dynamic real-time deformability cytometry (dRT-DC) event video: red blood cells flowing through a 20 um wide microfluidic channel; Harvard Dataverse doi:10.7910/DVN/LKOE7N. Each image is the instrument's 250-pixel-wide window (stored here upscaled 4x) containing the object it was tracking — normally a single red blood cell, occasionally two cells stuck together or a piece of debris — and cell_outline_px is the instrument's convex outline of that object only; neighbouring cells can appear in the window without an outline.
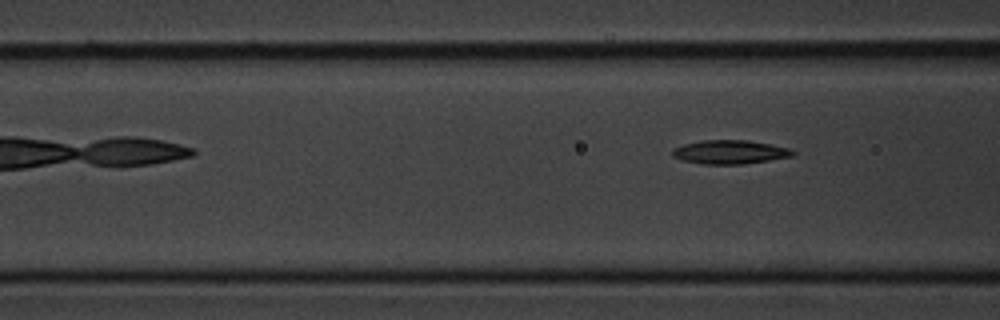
{"species": "common noctule bat (a hibernating species)", "species_latin": "Nyctalus noctula", "temperature_condition": "cold", "stored_images_in_passage": 3, "camera_frame_rate_fps": 3000, "um_per_image_px": 0.085, "animal": {"sex": "male", "body_mass_g": 20.1, "forearm_length_mm": 53.5}, "frame": {"image": 1, "passage_image": 3, "time_ms": 2.667, "image_size_px": [1000, 320], "cell_outline_px": [[796, 152], [792, 156], [744, 164], [704, 164], [680, 160], [672, 156], [672, 148], [684, 144], [704, 140], [748, 140], [788, 148]], "centroid_in_image_um": [61.99, 12.92], "position_along_channel_um": 104.6, "area_um2": 16.59}}